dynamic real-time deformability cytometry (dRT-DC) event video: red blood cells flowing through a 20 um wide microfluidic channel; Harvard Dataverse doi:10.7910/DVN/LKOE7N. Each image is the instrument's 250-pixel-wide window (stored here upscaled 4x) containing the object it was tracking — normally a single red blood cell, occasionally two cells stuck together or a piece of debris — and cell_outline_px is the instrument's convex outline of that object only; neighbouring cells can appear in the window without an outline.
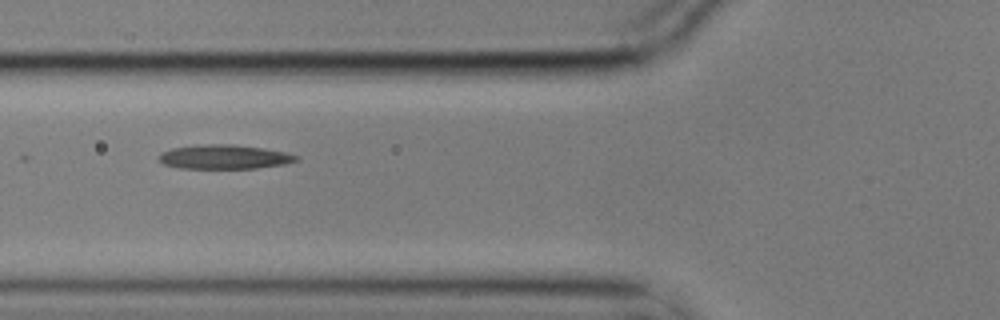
{"species": "common noctule bat (a hibernating species)", "species_latin": "Nyctalus noctula", "temperature_condition": "cold", "stored_images_in_passage": 11, "camera_frame_rate_fps": 3000, "um_per_image_px": 0.085, "animal": {"sex": "male", "body_mass_g": 17.9}, "frame": {"image": 1, "passage_image": 2, "time_ms": 0.333, "image_size_px": [1000, 320], "cell_outline_px": [[300, 160], [284, 164], [256, 168], [180, 168], [164, 164], [160, 160], [160, 152], [172, 148], [208, 144], [232, 144], [264, 148], [284, 152], [300, 156]], "centroid_in_image_um": [19.11, 13.33], "position_along_channel_um": 106.7, "area_um2": 19.25}}
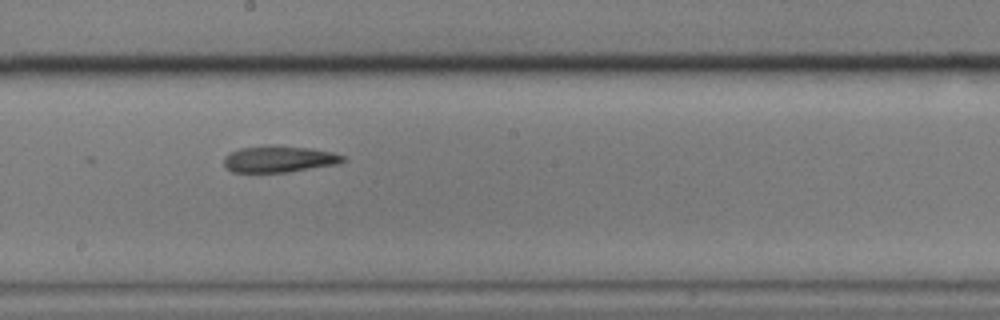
{"frame": {"image": 2, "passage_image": 5, "time_ms": 1.333, "image_size_px": [1000, 320], "cell_outline_px": [[348, 160], [340, 164], [288, 172], [232, 172], [224, 168], [224, 156], [240, 148], [276, 144], [312, 148], [332, 152], [344, 156]], "centroid_in_image_um": [23.76, 13.51], "position_along_channel_um": 224.4, "area_um2": 18.79}}
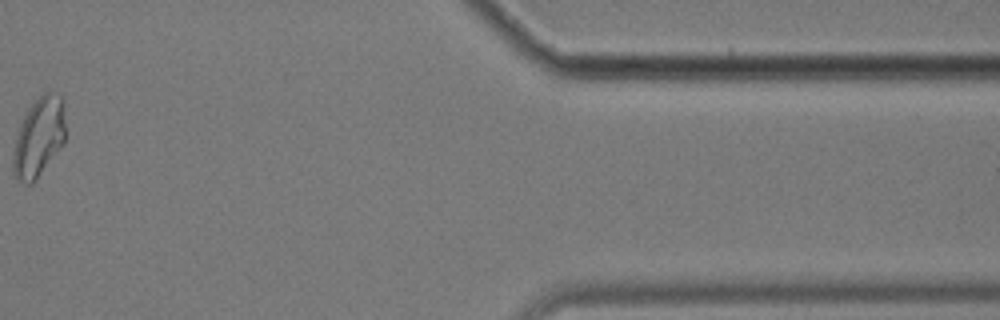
{"frame": {"image": 3, "passage_image": 10, "time_ms": 3.0, "image_size_px": [1000, 320], "cell_outline_px": [[64, 144], [36, 180], [32, 184], [28, 184], [16, 180], [12, 172], [12, 152], [16, 136], [20, 124], [28, 108], [48, 88], [60, 96], [64, 100]], "centroid_in_image_um": [3.29, 11.67], "position_along_channel_um": 408.1, "area_um2": 24.62}}